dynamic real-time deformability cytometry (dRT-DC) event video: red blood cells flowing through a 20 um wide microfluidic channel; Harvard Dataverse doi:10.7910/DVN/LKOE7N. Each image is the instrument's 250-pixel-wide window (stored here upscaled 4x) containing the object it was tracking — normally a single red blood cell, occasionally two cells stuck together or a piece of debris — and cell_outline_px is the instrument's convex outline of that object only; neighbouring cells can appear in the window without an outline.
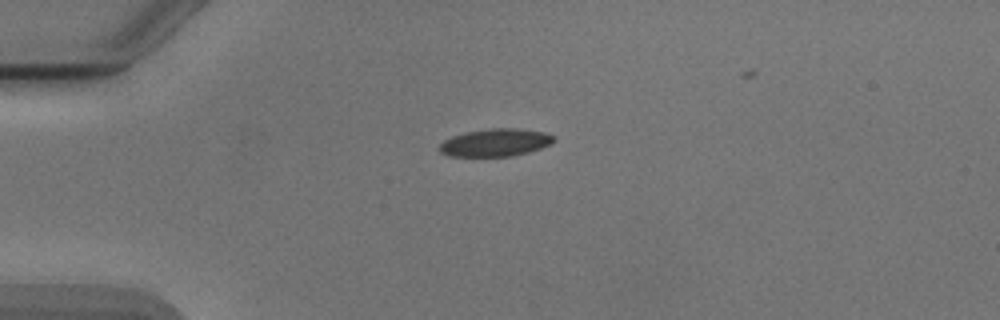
{"species": "Egyptian fruit bat (a non-hibernating species)", "species_latin": "Rousettus aegyptiacus", "temperature_condition": "cold", "stored_images_in_passage": 35, "camera_frame_rate_fps": 3000, "um_per_image_px": 0.085, "animal": {"sex": "male"}, "frame": {"image": 1, "passage_image": 1, "time_ms": 0.0, "image_size_px": [1000, 320], "cell_outline_px": [[556, 140], [540, 148], [528, 152], [512, 156], [448, 156], [440, 152], [440, 144], [444, 140], [452, 136], [464, 132], [492, 128], [520, 128], [544, 132], [556, 136]], "centroid_in_image_um": [42.11, 12.11], "position_along_channel_um": 42.9, "area_um2": 18.44}}
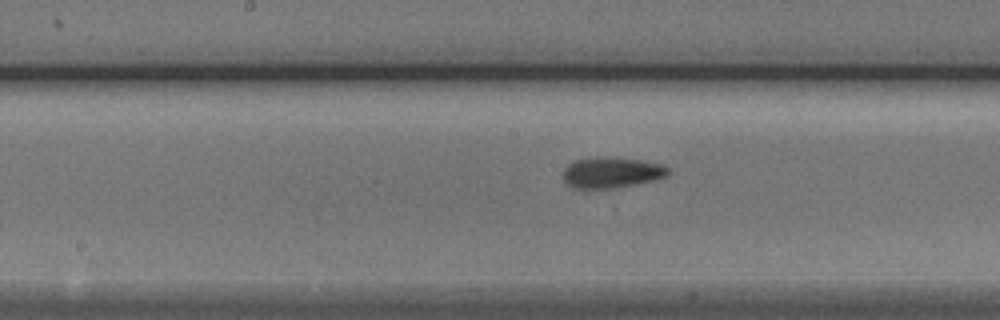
{"frame": {"image": 2, "passage_image": 15, "time_ms": 4.667, "image_size_px": [1000, 320], "cell_outline_px": [[668, 176], [656, 180], [616, 188], [572, 188], [564, 180], [564, 168], [568, 164], [576, 160], [596, 156], [640, 160], [664, 164], [668, 168]], "centroid_in_image_um": [52.0, 14.66], "position_along_channel_um": 196.2, "area_um2": 18.9}}
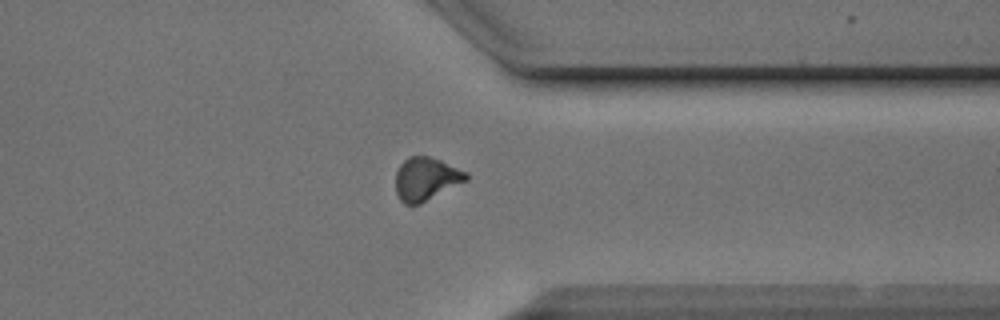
{"frame": {"image": 3, "passage_image": 29, "time_ms": 9.333, "image_size_px": [1000, 320], "cell_outline_px": [[468, 180], [420, 204], [404, 204], [400, 200], [396, 192], [396, 172], [400, 164], [408, 156], [428, 156], [440, 160], [468, 172]], "centroid_in_image_um": [36.21, 15.2], "position_along_channel_um": 375.2, "area_um2": 17.74}}